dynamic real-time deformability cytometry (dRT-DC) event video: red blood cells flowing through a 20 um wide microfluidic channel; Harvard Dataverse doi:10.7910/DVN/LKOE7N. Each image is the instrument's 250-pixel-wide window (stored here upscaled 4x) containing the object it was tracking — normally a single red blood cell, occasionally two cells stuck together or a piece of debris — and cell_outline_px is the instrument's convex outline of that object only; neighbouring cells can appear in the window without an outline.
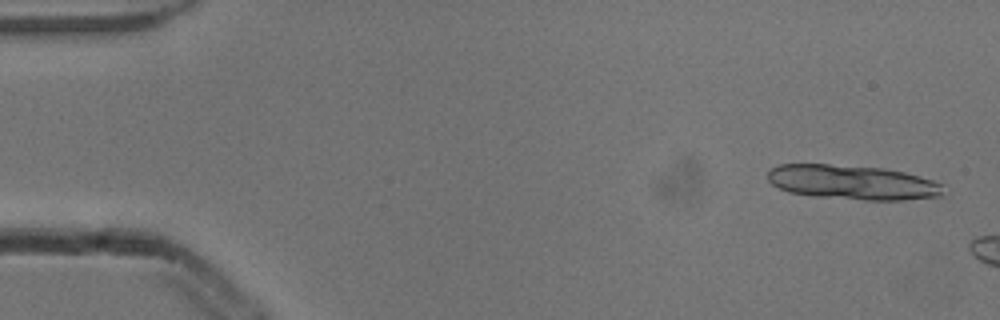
{"species": "common noctule bat (a hibernating species)", "species_latin": "Nyctalus noctula", "temperature_condition": "cold", "stored_images_in_passage": 3, "camera_frame_rate_fps": 3000, "um_per_image_px": 0.085, "animal": {"sex": "male", "body_mass_g": 13.3}, "frame": {"image": 1, "passage_image": 1, "time_ms": 0.0, "image_size_px": [1000, 320], "cell_outline_px": [[944, 196], [904, 200], [864, 200], [812, 196], [788, 192], [772, 184], [768, 180], [768, 172], [772, 168], [780, 164], [828, 164], [884, 168], [904, 172], [920, 176], [932, 180], [940, 184]], "centroid_in_image_um": [72.45, 15.5], "position_along_channel_um": 12.5, "area_um2": 35.37}}